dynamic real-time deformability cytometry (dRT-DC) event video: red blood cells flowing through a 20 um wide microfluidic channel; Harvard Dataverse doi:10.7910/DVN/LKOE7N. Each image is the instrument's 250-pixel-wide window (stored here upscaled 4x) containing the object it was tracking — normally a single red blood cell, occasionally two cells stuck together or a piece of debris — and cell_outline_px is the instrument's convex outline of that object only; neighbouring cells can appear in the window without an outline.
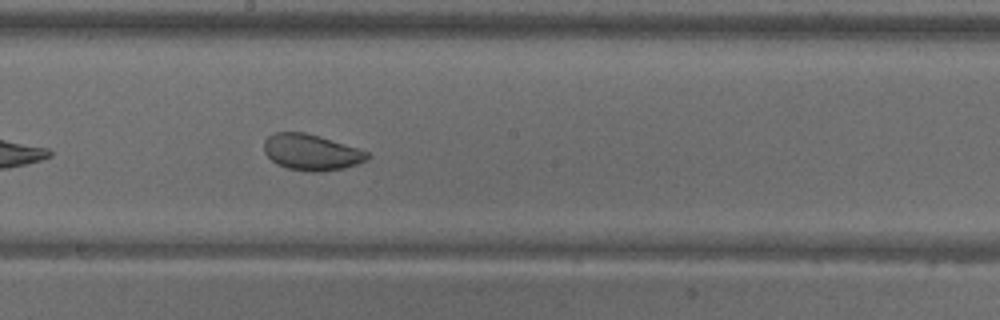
{"species": "common noctule bat (a hibernating species)", "species_latin": "Nyctalus noctula", "temperature_condition": "warm", "stored_images_in_passage": 33, "camera_frame_rate_fps": 3000, "um_per_image_px": 0.085, "animal": {"sex": "male", "body_mass_g": 18.8}, "frame": {"image": 1, "passage_image": 15, "time_ms": 4.667, "image_size_px": [1000, 320], "cell_outline_px": [[372, 156], [368, 160], [344, 168], [320, 172], [312, 172], [288, 168], [276, 164], [264, 152], [264, 140], [268, 136], [276, 132], [304, 132], [356, 148], [368, 152]], "centroid_in_image_um": [26.45, 12.95], "position_along_channel_um": 221.7, "area_um2": 21.5}}
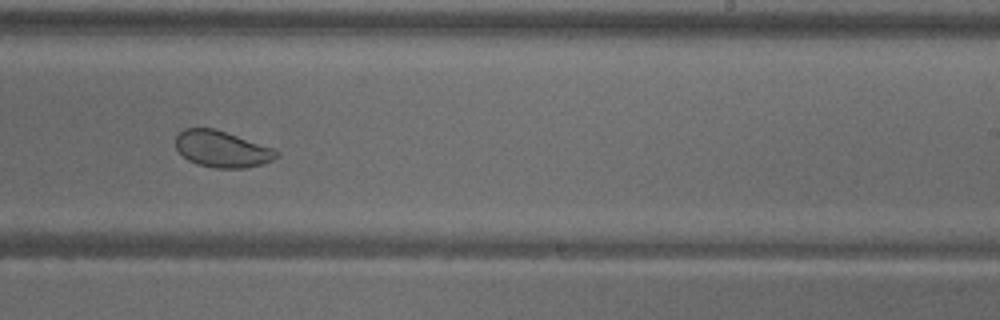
{"frame": {"image": 2, "passage_image": 19, "time_ms": 6.0, "image_size_px": [1000, 320], "cell_outline_px": [[280, 156], [264, 164], [244, 168], [216, 168], [196, 164], [188, 160], [176, 148], [176, 136], [184, 128], [212, 128], [272, 148], [280, 152]], "centroid_in_image_um": [18.87, 12.69], "position_along_channel_um": 270.1, "area_um2": 21.15}, "authors_computed_cell_mechanics": {"area_um2": 22.7154, "velocity_mm_per_s": 3.6399, "shape_relaxation_time_tau1_ms": 11.1509, "shape_relaxation_time_tau2_ms": 0.9105, "deformation_change_tau1": 0.109, "deformation_change_tau2": 0.0606}}